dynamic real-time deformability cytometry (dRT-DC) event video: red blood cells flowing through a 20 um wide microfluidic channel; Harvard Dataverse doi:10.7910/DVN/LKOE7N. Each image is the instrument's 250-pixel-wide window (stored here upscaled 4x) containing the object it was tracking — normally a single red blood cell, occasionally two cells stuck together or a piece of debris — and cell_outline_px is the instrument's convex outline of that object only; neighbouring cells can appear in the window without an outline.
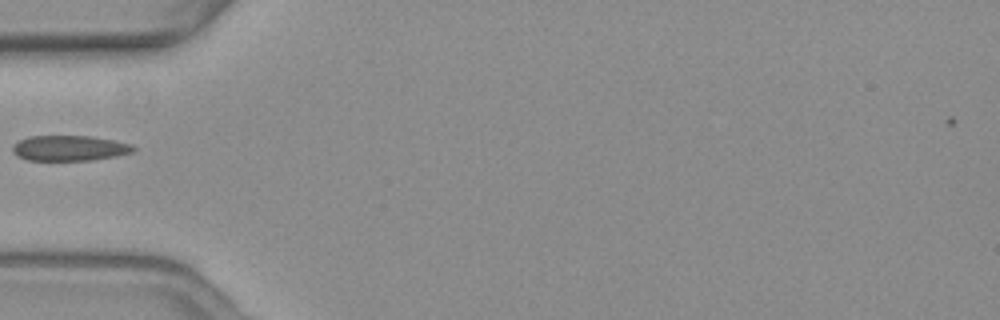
{"species": "common noctule bat (a hibernating species)", "species_latin": "Nyctalus noctula", "temperature_condition": "warm", "stored_images_in_passage": 38, "camera_frame_rate_fps": 3000, "um_per_image_px": 0.085, "animal": {"sex": "female", "body_mass_g": 19.3, "forearm_length_mm": 54.1}, "frame": {"image": 1, "passage_image": 1, "time_ms": 0.0, "image_size_px": [1000, 320], "cell_outline_px": [[136, 148], [132, 152], [116, 156], [88, 160], [28, 160], [16, 156], [12, 152], [12, 144], [28, 136], [92, 136], [132, 144]], "centroid_in_image_um": [5.87, 12.59], "position_along_channel_um": 79.1, "area_um2": 17.86}}
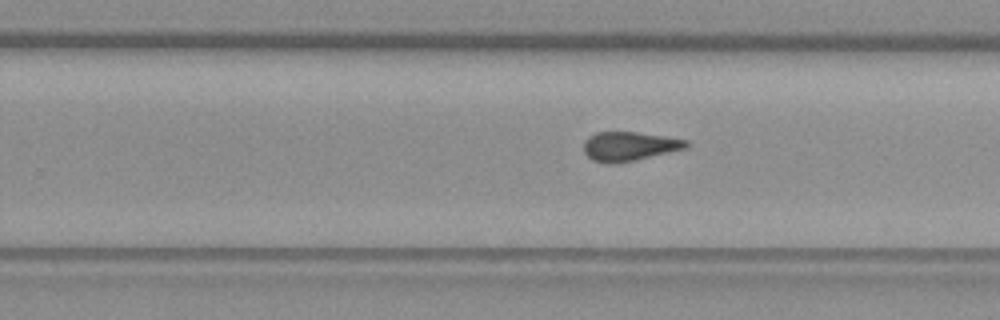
{"frame": {"image": 2, "passage_image": 17, "time_ms": 5.333, "image_size_px": [1000, 320], "cell_outline_px": [[688, 148], [636, 160], [616, 164], [608, 164], [592, 160], [584, 152], [584, 140], [588, 136], [596, 132], [636, 132], [664, 136], [688, 140]], "centroid_in_image_um": [53.48, 12.44], "position_along_channel_um": 276.3, "area_um2": 17.57}}
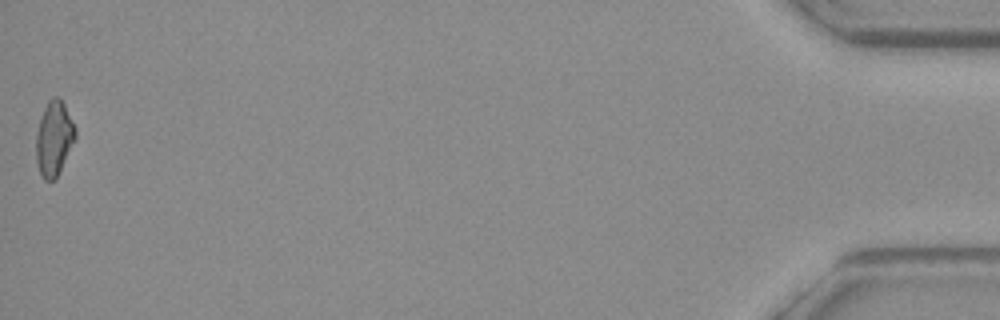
{"frame": {"image": 3, "passage_image": 38, "time_ms": 12.333, "image_size_px": [1000, 320], "cell_outline_px": [[76, 136], [56, 180], [44, 180], [40, 176], [36, 160], [36, 132], [40, 116], [48, 100], [52, 96], [60, 96], [76, 128]], "centroid_in_image_um": [4.57, 11.76], "position_along_channel_um": 430.6, "area_um2": 17.28}}